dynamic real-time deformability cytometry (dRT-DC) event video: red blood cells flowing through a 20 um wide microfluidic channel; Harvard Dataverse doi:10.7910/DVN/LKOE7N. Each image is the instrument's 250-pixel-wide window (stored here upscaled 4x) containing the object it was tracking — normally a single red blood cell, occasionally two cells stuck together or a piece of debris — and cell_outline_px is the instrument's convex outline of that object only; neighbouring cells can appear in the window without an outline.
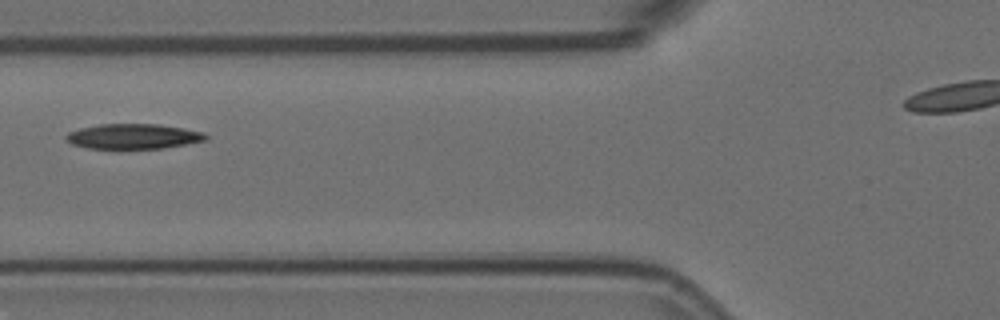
{"species": "Egyptian fruit bat (a non-hibernating species)", "species_latin": "Rousettus aegyptiacus", "temperature_condition": "room temperature", "stored_images_in_passage": 5, "camera_frame_rate_fps": 3000, "um_per_image_px": 0.085, "animal": {"sex": "female"}, "frame": {"image": 1, "passage_image": 2, "time_ms": 0.333, "image_size_px": [1000, 320], "cell_outline_px": [[208, 140], [164, 148], [88, 148], [72, 144], [64, 136], [68, 132], [80, 128], [100, 124], [160, 124], [184, 128], [204, 132], [208, 136]], "centroid_in_image_um": [11.37, 11.58], "position_along_channel_um": 114.4, "area_um2": 20.4}}
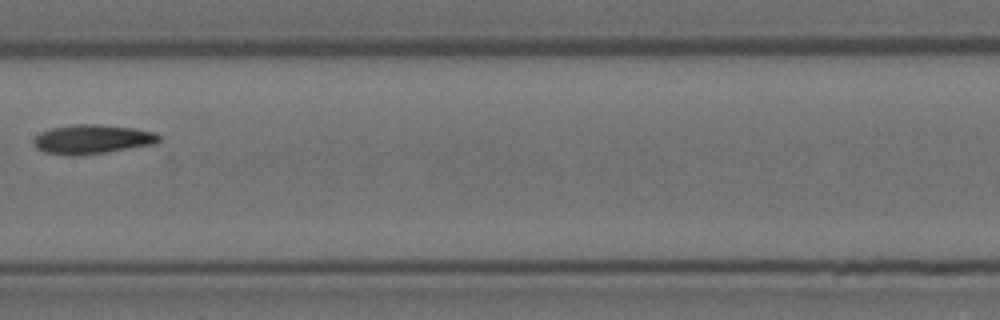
{"frame": {"image": 2, "passage_image": 4, "time_ms": 1.0, "image_size_px": [1000, 320], "cell_outline_px": [[160, 140], [156, 144], [104, 152], [72, 156], [44, 152], [36, 148], [32, 140], [40, 132], [52, 128], [76, 124], [100, 124], [136, 128], [156, 132], [160, 136]], "centroid_in_image_um": [7.85, 11.83], "position_along_channel_um": 199.5, "area_um2": 21.39}}
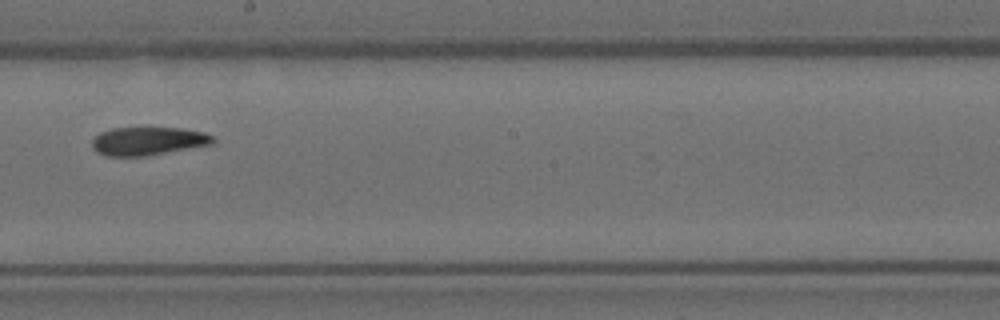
{"frame": {"image": 3, "passage_image": 5, "time_ms": 1.333, "image_size_px": [1000, 320], "cell_outline_px": [[216, 140], [212, 144], [144, 156], [108, 156], [96, 152], [92, 148], [92, 140], [100, 132], [112, 128], [148, 124], [184, 128], [204, 132], [212, 136]], "centroid_in_image_um": [12.57, 11.92], "position_along_channel_um": 235.6, "area_um2": 20.87}}